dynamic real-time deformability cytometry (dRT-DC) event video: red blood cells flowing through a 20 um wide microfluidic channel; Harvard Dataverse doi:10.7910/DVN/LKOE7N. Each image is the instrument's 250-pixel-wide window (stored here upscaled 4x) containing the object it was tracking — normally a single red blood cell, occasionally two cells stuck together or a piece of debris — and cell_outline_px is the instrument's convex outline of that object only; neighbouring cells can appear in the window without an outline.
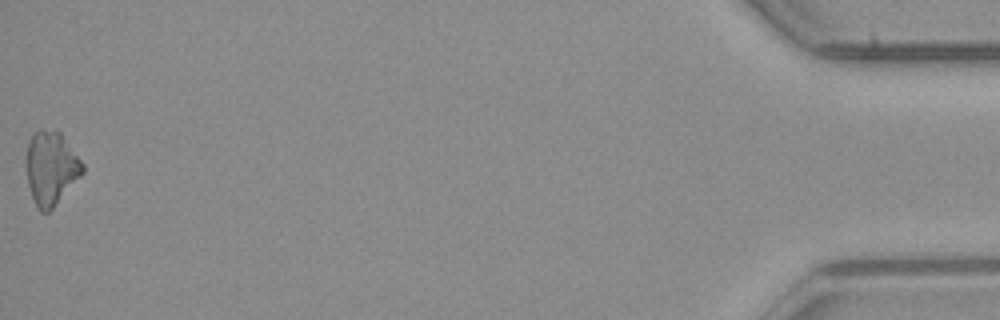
{"species": "common noctule bat (a hibernating species)", "species_latin": "Nyctalus noctula", "temperature_condition": "room temperature", "stored_images_in_passage": 57, "camera_frame_rate_fps": 3000, "um_per_image_px": 0.085, "animal": {"sex": "male", "body_mass_g": 23.1, "forearm_length_mm": 52.7}, "frame": {"image": 1, "passage_image": 57, "time_ms": 18.667, "image_size_px": [1000, 320], "cell_outline_px": [[84, 172], [52, 208], [48, 212], [40, 212], [36, 208], [28, 184], [24, 168], [24, 160], [28, 140], [32, 132], [40, 128], [56, 128], [60, 132], [84, 164]], "centroid_in_image_um": [4.28, 14.22], "position_along_channel_um": 430.9, "area_um2": 24.74}}